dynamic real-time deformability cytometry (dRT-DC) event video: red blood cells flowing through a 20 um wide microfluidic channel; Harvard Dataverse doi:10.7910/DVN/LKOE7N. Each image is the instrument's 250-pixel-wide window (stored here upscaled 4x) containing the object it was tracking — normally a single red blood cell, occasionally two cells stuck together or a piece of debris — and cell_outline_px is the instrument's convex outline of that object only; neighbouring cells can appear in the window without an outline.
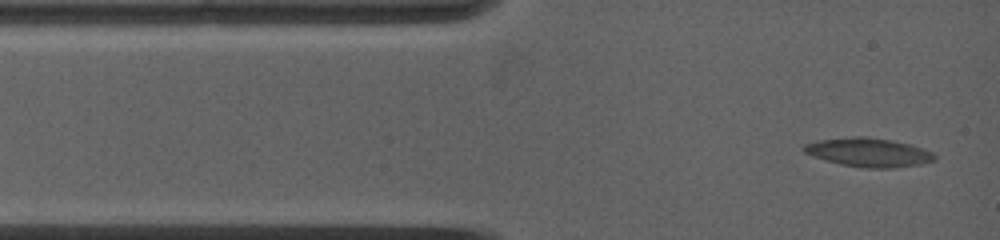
{"species": "common noctule bat (a hibernating species)", "species_latin": "Nyctalus noctula", "temperature_condition": "warm", "stored_images_in_passage": 70, "camera_frame_rate_fps": 5000, "um_per_image_px": 0.085, "animal": {"sex": "female", "body_mass_g": 19.0, "forearm_length_mm": 53.3}, "frame": {"image": 1, "passage_image": 1, "time_ms": 0.0, "image_size_px": [1000, 240], "cell_outline_px": [[936, 160], [920, 164], [892, 168], [864, 168], [840, 164], [824, 160], [812, 156], [804, 152], [800, 148], [804, 144], [816, 140], [856, 136], [864, 136], [912, 144], [932, 152], [936, 156]], "centroid_in_image_um": [73.79, 12.95], "position_along_channel_um": 11.2, "area_um2": 22.08}}
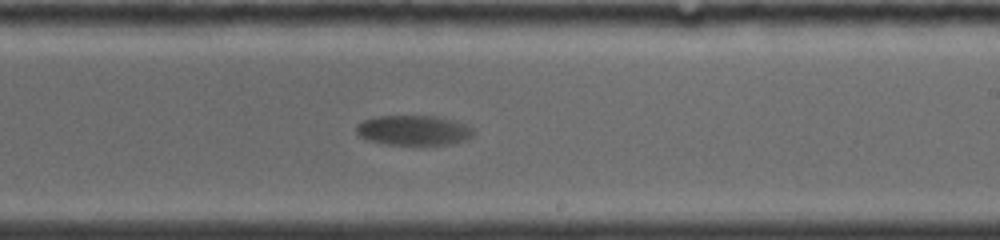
{"frame": {"image": 2, "passage_image": 29, "time_ms": 7.8, "image_size_px": [1000, 240], "cell_outline_px": [[476, 132], [472, 136], [464, 140], [452, 144], [384, 144], [368, 140], [360, 136], [356, 132], [356, 124], [364, 120], [380, 116], [436, 116], [452, 120], [464, 124], [472, 128]], "centroid_in_image_um": [35.15, 11.07], "position_along_channel_um": 253.9, "area_um2": 20.29}}
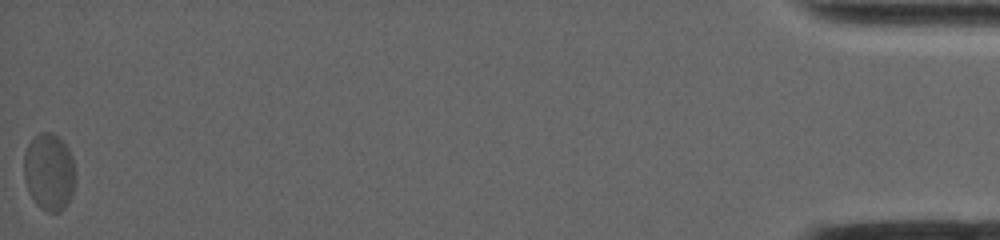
{"frame": {"image": 3, "passage_image": 70, "time_ms": 17.4, "image_size_px": [1000, 240], "cell_outline_px": [[76, 184], [72, 196], [68, 204], [60, 212], [48, 212], [40, 208], [36, 204], [28, 192], [24, 176], [24, 152], [28, 144], [40, 132], [52, 132], [60, 136], [68, 148], [72, 156], [76, 168]], "centroid_in_image_um": [4.22, 14.62], "position_along_channel_um": 431.0, "area_um2": 23.81}}